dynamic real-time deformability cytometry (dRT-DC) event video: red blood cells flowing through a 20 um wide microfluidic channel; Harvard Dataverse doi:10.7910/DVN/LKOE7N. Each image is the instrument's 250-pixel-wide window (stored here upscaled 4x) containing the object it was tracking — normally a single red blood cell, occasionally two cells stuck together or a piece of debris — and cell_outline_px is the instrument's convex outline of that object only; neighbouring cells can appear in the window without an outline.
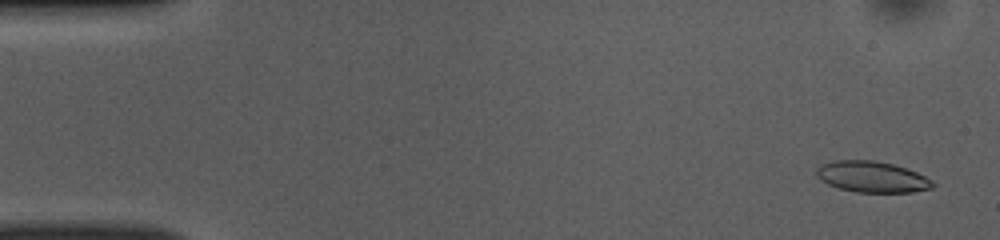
{"species": "common noctule bat (a hibernating species)", "species_latin": "Nyctalus noctula", "temperature_condition": "room temperature", "stored_images_in_passage": 50, "camera_frame_rate_fps": 3000, "um_per_image_px": 0.085, "animal": {"sex": "female", "body_mass_g": 10.0, "forearm_length_mm": 53.1}, "frame": {"image": 1, "passage_image": 2, "time_ms": 0.333, "image_size_px": [1000, 240], "cell_outline_px": [[936, 184], [932, 188], [912, 192], [856, 192], [840, 188], [828, 184], [820, 180], [816, 176], [816, 168], [820, 164], [832, 160], [876, 160], [892, 164], [916, 172], [932, 180]], "centroid_in_image_um": [74.08, 15.02], "position_along_channel_um": 10.9, "area_um2": 21.1}}
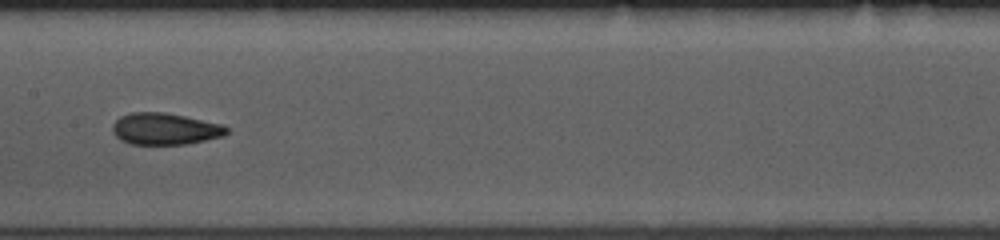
{"frame": {"image": 2, "passage_image": 25, "time_ms": 8.0, "image_size_px": [1000, 240], "cell_outline_px": [[228, 132], [224, 136], [188, 144], [128, 144], [120, 140], [112, 132], [112, 124], [120, 116], [132, 112], [164, 112], [224, 124], [228, 128]], "centroid_in_image_um": [14.02, 10.95], "position_along_channel_um": 193.4, "area_um2": 21.27}}
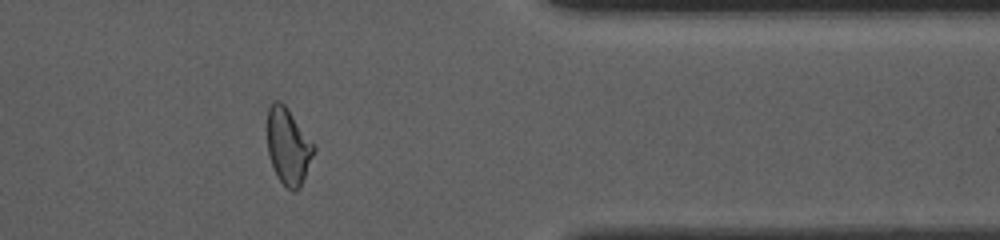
{"frame": {"image": 3, "passage_image": 41, "time_ms": 13.333, "image_size_px": [1000, 240], "cell_outline_px": [[316, 152], [300, 188], [292, 192], [276, 176], [268, 156], [268, 108], [272, 100], [280, 100], [288, 108], [316, 144]], "centroid_in_image_um": [24.53, 12.42], "position_along_channel_um": 386.9, "area_um2": 21.21}, "authors_computed_cell_mechanics": {"area_um2": 21.4438, "velocity_mm_per_s": 3.9486, "shape_relaxation_time_tau1_ms": 3.8896, "shape_relaxation_time_tau2_ms": 1.0945, "deformation_change_tau1": 0.1372, "deformation_change_tau2": 0.0696}}